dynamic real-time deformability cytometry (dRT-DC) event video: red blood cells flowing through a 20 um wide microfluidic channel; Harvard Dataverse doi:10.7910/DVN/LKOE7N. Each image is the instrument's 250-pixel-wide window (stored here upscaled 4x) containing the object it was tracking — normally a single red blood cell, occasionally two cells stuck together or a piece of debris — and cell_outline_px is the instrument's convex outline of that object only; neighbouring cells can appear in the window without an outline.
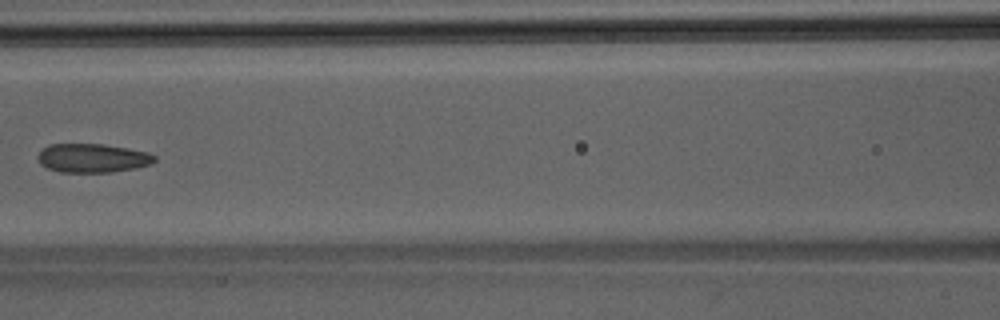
{"species": "Egyptian fruit bat (a non-hibernating species)", "species_latin": "Rousettus aegyptiacus", "temperature_condition": "room temperature", "stored_images_in_passage": 5, "camera_frame_rate_fps": 3000, "um_per_image_px": 0.085, "animal": {"sex": "male"}, "frame": {"image": 1, "passage_image": 5, "time_ms": 1.333, "image_size_px": [1000, 320], "cell_outline_px": [[156, 160], [152, 164], [136, 168], [112, 172], [60, 172], [48, 168], [40, 164], [36, 156], [48, 144], [104, 144], [148, 152], [156, 156]], "centroid_in_image_um": [7.87, 13.44], "position_along_channel_um": 158.7, "area_um2": 19.71}}